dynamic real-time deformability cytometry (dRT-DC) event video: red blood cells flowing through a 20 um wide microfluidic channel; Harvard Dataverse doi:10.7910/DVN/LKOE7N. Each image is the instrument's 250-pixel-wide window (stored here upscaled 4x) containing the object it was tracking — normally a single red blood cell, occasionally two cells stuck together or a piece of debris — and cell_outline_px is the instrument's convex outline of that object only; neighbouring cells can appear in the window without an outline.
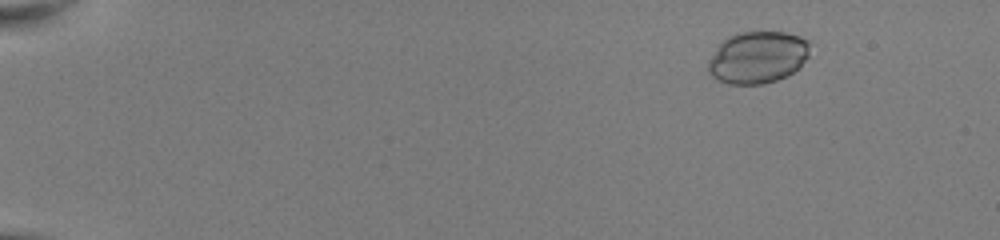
{"species": "common noctule bat (a hibernating species)", "species_latin": "Nyctalus noctula", "temperature_condition": "room temperature", "stored_images_in_passage": 45, "camera_frame_rate_fps": 3000, "um_per_image_px": 0.085, "animal": {"sex": "female", "body_mass_g": 22.0, "forearm_length_mm": 56.7}, "frame": {"image": 1, "passage_image": 1, "time_ms": 0.0, "image_size_px": [1000, 240], "cell_outline_px": [[812, 40], [808, 56], [792, 72], [776, 80], [764, 84], [728, 84], [716, 80], [708, 72], [708, 60], [716, 48], [728, 36], [736, 32], [784, 32], [800, 36]], "centroid_in_image_um": [64.39, 4.86], "position_along_channel_um": 20.6, "area_um2": 30.98}}